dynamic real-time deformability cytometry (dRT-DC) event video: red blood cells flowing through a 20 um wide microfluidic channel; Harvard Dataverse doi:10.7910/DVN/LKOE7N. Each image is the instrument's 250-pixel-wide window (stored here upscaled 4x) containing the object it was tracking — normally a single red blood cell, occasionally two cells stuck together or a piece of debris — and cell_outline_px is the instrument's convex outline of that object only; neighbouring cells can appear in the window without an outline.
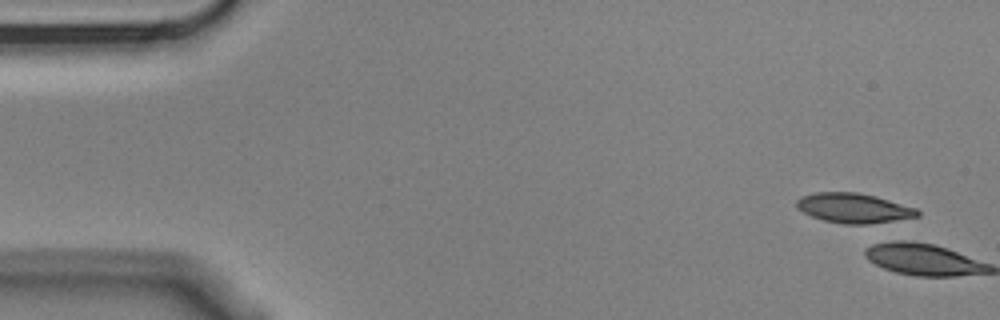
{"species": "Egyptian fruit bat (a non-hibernating species)", "species_latin": "Rousettus aegyptiacus", "temperature_condition": "cold", "stored_images_in_passage": 6, "camera_frame_rate_fps": 3000, "um_per_image_px": 0.085, "animal": {"sex": "male"}, "frame": {"image": 1, "passage_image": 1, "time_ms": 0.0, "image_size_px": [1000, 320], "cell_outline_px": [[920, 216], [868, 224], [844, 224], [824, 220], [812, 216], [796, 208], [796, 200], [800, 196], [812, 192], [856, 192], [876, 196], [916, 208], [920, 212]], "centroid_in_image_um": [72.53, 17.67], "position_along_channel_um": 12.5, "area_um2": 20.92}}
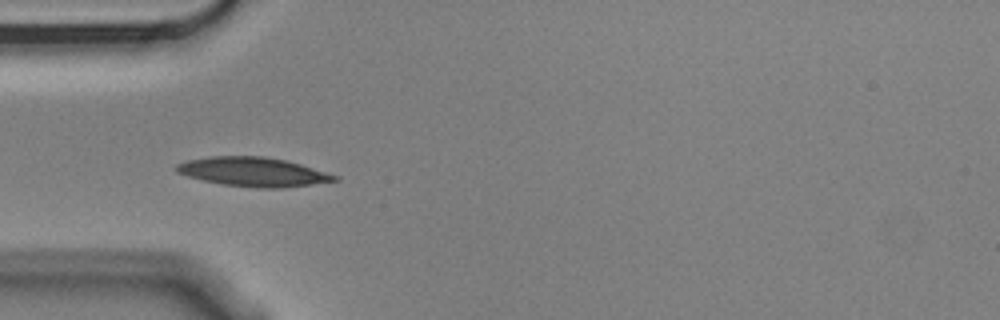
{"frame": {"image": 2, "passage_image": 5, "time_ms": 1.333, "image_size_px": [1000, 320], "cell_outline_px": [[340, 180], [312, 184], [280, 188], [260, 188], [224, 184], [204, 180], [188, 176], [176, 172], [176, 164], [188, 160], [208, 156], [264, 156], [284, 160], [300, 164], [340, 176]], "centroid_in_image_um": [21.54, 14.6], "position_along_channel_um": 63.5, "area_um2": 26.65}}
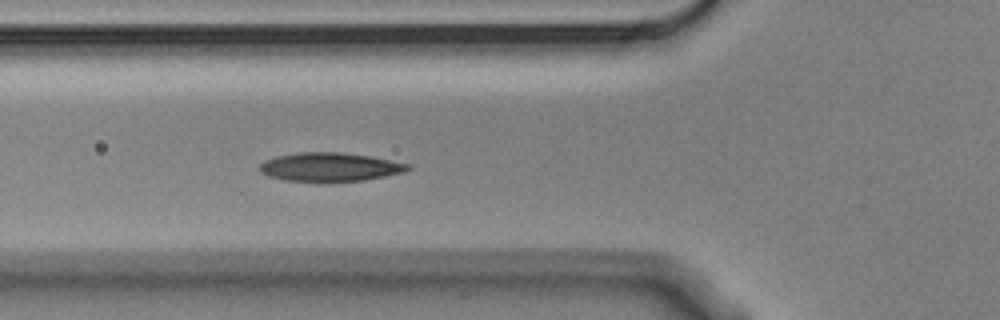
{"frame": {"image": 3, "passage_image": 6, "time_ms": 1.667, "image_size_px": [1000, 320], "cell_outline_px": [[412, 168], [404, 172], [364, 180], [284, 180], [268, 176], [260, 172], [260, 164], [264, 160], [276, 156], [300, 152], [340, 152], [372, 156], [412, 164]], "centroid_in_image_um": [28.07, 14.17], "position_along_channel_um": 97.7, "area_um2": 24.51}}